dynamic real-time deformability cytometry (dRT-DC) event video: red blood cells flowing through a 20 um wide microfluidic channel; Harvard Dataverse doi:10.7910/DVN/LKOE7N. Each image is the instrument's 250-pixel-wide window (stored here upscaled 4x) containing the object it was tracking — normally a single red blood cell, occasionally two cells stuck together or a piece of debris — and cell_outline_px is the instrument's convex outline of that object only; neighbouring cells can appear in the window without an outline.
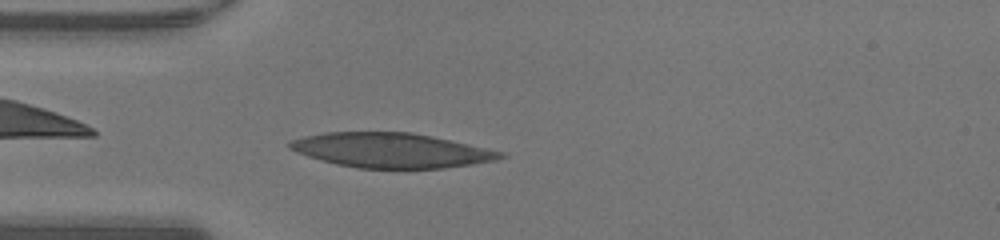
{"species": "human", "species_latin": "Homo sapiens", "temperature_condition": "warm", "stored_images_in_passage": 37, "camera_frame_rate_fps": 3000, "um_per_image_px": 0.085, "donor": {"sex": "male"}, "frame": {"image": 1, "passage_image": 2, "time_ms": 0.333, "image_size_px": [1000, 240], "cell_outline_px": [[508, 156], [496, 160], [472, 164], [444, 168], [356, 168], [336, 164], [320, 160], [296, 152], [288, 148], [288, 140], [304, 136], [324, 132], [412, 132], [432, 136], [508, 152]], "centroid_in_image_um": [33.27, 12.77], "position_along_channel_um": 51.7, "area_um2": 42.95}}
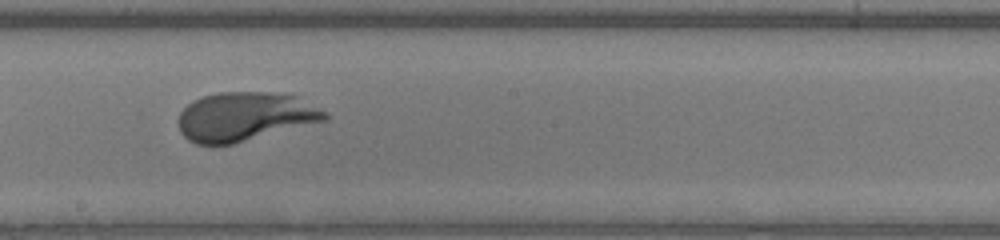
{"frame": {"image": 2, "passage_image": 15, "time_ms": 4.667, "image_size_px": [1000, 240], "cell_outline_px": [[328, 120], [232, 144], [196, 144], [188, 140], [180, 132], [180, 112], [192, 100], [204, 96], [220, 92], [268, 92], [296, 96], [324, 112], [328, 116]], "centroid_in_image_um": [20.79, 9.91], "position_along_channel_um": 227.4, "area_um2": 41.27}}
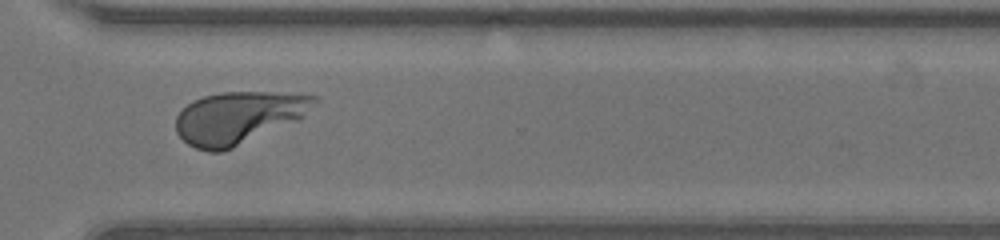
{"frame": {"image": 3, "passage_image": 24, "time_ms": 7.667, "image_size_px": [1000, 240], "cell_outline_px": [[320, 100], [300, 120], [224, 152], [208, 152], [196, 148], [188, 144], [176, 132], [176, 116], [192, 100], [204, 96], [220, 92], [300, 92], [320, 96]], "centroid_in_image_um": [20.35, 9.98], "position_along_channel_um": 350.3, "area_um2": 42.95}, "authors_computed_cell_mechanics": {"area_um2": 42.6564, "velocity_mm_per_s": 4.1057, "shape_relaxation_time_tau1_ms": 1.819, "shape_relaxation_time_tau2_ms": null, "deformation_change_tau1": 0.1836, "deformation_change_tau2": null}}